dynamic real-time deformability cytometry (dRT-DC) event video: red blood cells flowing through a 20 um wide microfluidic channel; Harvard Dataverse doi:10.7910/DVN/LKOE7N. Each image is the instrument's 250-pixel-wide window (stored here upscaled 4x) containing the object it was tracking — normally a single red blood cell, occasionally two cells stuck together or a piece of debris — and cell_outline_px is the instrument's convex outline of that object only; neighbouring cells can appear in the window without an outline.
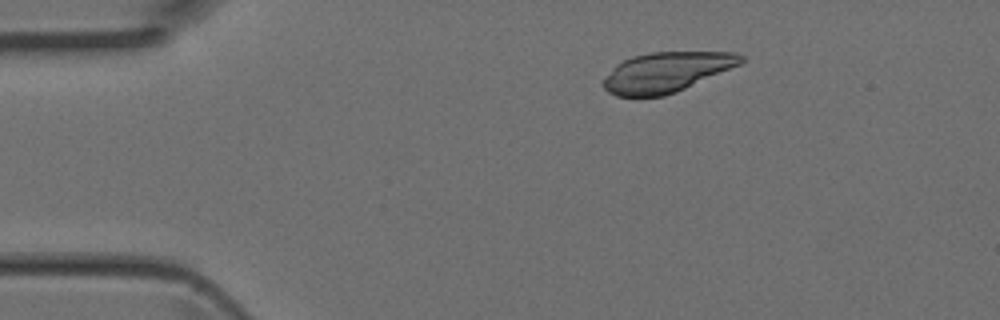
{"species": "Egyptian fruit bat (a non-hibernating species)", "species_latin": "Rousettus aegyptiacus", "temperature_condition": "room temperature", "stored_images_in_passage": 5, "camera_frame_rate_fps": 3000, "um_per_image_px": 0.085, "animal": {"sex": "female"}, "frame": {"image": 1, "passage_image": 3, "time_ms": 0.667, "image_size_px": [1000, 320], "cell_outline_px": [[744, 60], [740, 64], [676, 92], [664, 96], [616, 96], [608, 92], [600, 84], [604, 76], [616, 64], [632, 56], [652, 52], [736, 52], [744, 56]], "centroid_in_image_um": [56.6, 6.13], "position_along_channel_um": 28.4, "area_um2": 32.02}}